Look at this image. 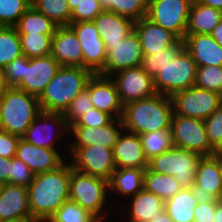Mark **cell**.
I'll use <instances>...</instances> for the list:
<instances>
[{
  "instance_id": "1",
  "label": "cell",
  "mask_w": 222,
  "mask_h": 222,
  "mask_svg": "<svg viewBox=\"0 0 222 222\" xmlns=\"http://www.w3.org/2000/svg\"><path fill=\"white\" fill-rule=\"evenodd\" d=\"M67 160L55 170L35 174L27 187L29 210L36 222H47L69 200L71 162Z\"/></svg>"
},
{
  "instance_id": "2",
  "label": "cell",
  "mask_w": 222,
  "mask_h": 222,
  "mask_svg": "<svg viewBox=\"0 0 222 222\" xmlns=\"http://www.w3.org/2000/svg\"><path fill=\"white\" fill-rule=\"evenodd\" d=\"M172 115L171 98L157 93L150 98L125 105L121 120L125 131L139 135L152 131L171 130Z\"/></svg>"
},
{
  "instance_id": "3",
  "label": "cell",
  "mask_w": 222,
  "mask_h": 222,
  "mask_svg": "<svg viewBox=\"0 0 222 222\" xmlns=\"http://www.w3.org/2000/svg\"><path fill=\"white\" fill-rule=\"evenodd\" d=\"M93 73L83 67L60 66L38 97L41 111L65 113L73 99L87 86Z\"/></svg>"
},
{
  "instance_id": "4",
  "label": "cell",
  "mask_w": 222,
  "mask_h": 222,
  "mask_svg": "<svg viewBox=\"0 0 222 222\" xmlns=\"http://www.w3.org/2000/svg\"><path fill=\"white\" fill-rule=\"evenodd\" d=\"M40 112L37 96L9 87L0 95V130L21 138Z\"/></svg>"
},
{
  "instance_id": "5",
  "label": "cell",
  "mask_w": 222,
  "mask_h": 222,
  "mask_svg": "<svg viewBox=\"0 0 222 222\" xmlns=\"http://www.w3.org/2000/svg\"><path fill=\"white\" fill-rule=\"evenodd\" d=\"M69 200L76 202L103 222L109 216L107 208L108 211L111 209L107 205L110 202L108 181L81 173L71 164Z\"/></svg>"
},
{
  "instance_id": "6",
  "label": "cell",
  "mask_w": 222,
  "mask_h": 222,
  "mask_svg": "<svg viewBox=\"0 0 222 222\" xmlns=\"http://www.w3.org/2000/svg\"><path fill=\"white\" fill-rule=\"evenodd\" d=\"M197 65L190 53L183 48L168 64L158 69L154 78L157 93L171 97L195 84Z\"/></svg>"
},
{
  "instance_id": "7",
  "label": "cell",
  "mask_w": 222,
  "mask_h": 222,
  "mask_svg": "<svg viewBox=\"0 0 222 222\" xmlns=\"http://www.w3.org/2000/svg\"><path fill=\"white\" fill-rule=\"evenodd\" d=\"M201 157L196 152L173 146L149 160L148 168L174 176L183 188H190L195 183L196 168Z\"/></svg>"
},
{
  "instance_id": "8",
  "label": "cell",
  "mask_w": 222,
  "mask_h": 222,
  "mask_svg": "<svg viewBox=\"0 0 222 222\" xmlns=\"http://www.w3.org/2000/svg\"><path fill=\"white\" fill-rule=\"evenodd\" d=\"M171 132L175 147L201 156H213L216 153L208 141L204 120L173 114Z\"/></svg>"
},
{
  "instance_id": "9",
  "label": "cell",
  "mask_w": 222,
  "mask_h": 222,
  "mask_svg": "<svg viewBox=\"0 0 222 222\" xmlns=\"http://www.w3.org/2000/svg\"><path fill=\"white\" fill-rule=\"evenodd\" d=\"M173 114L205 120L222 103V95L192 86L173 94L171 97Z\"/></svg>"
},
{
  "instance_id": "10",
  "label": "cell",
  "mask_w": 222,
  "mask_h": 222,
  "mask_svg": "<svg viewBox=\"0 0 222 222\" xmlns=\"http://www.w3.org/2000/svg\"><path fill=\"white\" fill-rule=\"evenodd\" d=\"M72 167L84 174L110 180L116 170L113 149L101 145L78 147L68 158Z\"/></svg>"
},
{
  "instance_id": "11",
  "label": "cell",
  "mask_w": 222,
  "mask_h": 222,
  "mask_svg": "<svg viewBox=\"0 0 222 222\" xmlns=\"http://www.w3.org/2000/svg\"><path fill=\"white\" fill-rule=\"evenodd\" d=\"M193 0H155L147 8V18L184 40Z\"/></svg>"
},
{
  "instance_id": "12",
  "label": "cell",
  "mask_w": 222,
  "mask_h": 222,
  "mask_svg": "<svg viewBox=\"0 0 222 222\" xmlns=\"http://www.w3.org/2000/svg\"><path fill=\"white\" fill-rule=\"evenodd\" d=\"M64 135L69 137L64 113L41 111L21 138L35 146L57 149L56 141L62 137L64 139Z\"/></svg>"
},
{
  "instance_id": "13",
  "label": "cell",
  "mask_w": 222,
  "mask_h": 222,
  "mask_svg": "<svg viewBox=\"0 0 222 222\" xmlns=\"http://www.w3.org/2000/svg\"><path fill=\"white\" fill-rule=\"evenodd\" d=\"M114 81L123 106L157 94L154 79L141 67H131L110 76Z\"/></svg>"
},
{
  "instance_id": "14",
  "label": "cell",
  "mask_w": 222,
  "mask_h": 222,
  "mask_svg": "<svg viewBox=\"0 0 222 222\" xmlns=\"http://www.w3.org/2000/svg\"><path fill=\"white\" fill-rule=\"evenodd\" d=\"M197 203L222 200V180L218 152L202 156L196 168L195 183L190 187Z\"/></svg>"
},
{
  "instance_id": "15",
  "label": "cell",
  "mask_w": 222,
  "mask_h": 222,
  "mask_svg": "<svg viewBox=\"0 0 222 222\" xmlns=\"http://www.w3.org/2000/svg\"><path fill=\"white\" fill-rule=\"evenodd\" d=\"M78 37L83 52V68L93 74H99L106 62L107 54L105 44L101 39L93 21H79L70 23Z\"/></svg>"
},
{
  "instance_id": "16",
  "label": "cell",
  "mask_w": 222,
  "mask_h": 222,
  "mask_svg": "<svg viewBox=\"0 0 222 222\" xmlns=\"http://www.w3.org/2000/svg\"><path fill=\"white\" fill-rule=\"evenodd\" d=\"M107 54L104 69L99 75L110 77L114 73L141 66L144 57L140 39L133 30L121 43L117 45H105Z\"/></svg>"
},
{
  "instance_id": "17",
  "label": "cell",
  "mask_w": 222,
  "mask_h": 222,
  "mask_svg": "<svg viewBox=\"0 0 222 222\" xmlns=\"http://www.w3.org/2000/svg\"><path fill=\"white\" fill-rule=\"evenodd\" d=\"M124 130L121 118L113 119L108 125L103 127L69 126V135L73 138L64 145L69 155L78 147L89 145H101L108 148L114 147L119 135ZM68 144V145H67Z\"/></svg>"
},
{
  "instance_id": "18",
  "label": "cell",
  "mask_w": 222,
  "mask_h": 222,
  "mask_svg": "<svg viewBox=\"0 0 222 222\" xmlns=\"http://www.w3.org/2000/svg\"><path fill=\"white\" fill-rule=\"evenodd\" d=\"M60 66L51 54L31 59L25 56V76L16 88L39 97Z\"/></svg>"
},
{
  "instance_id": "19",
  "label": "cell",
  "mask_w": 222,
  "mask_h": 222,
  "mask_svg": "<svg viewBox=\"0 0 222 222\" xmlns=\"http://www.w3.org/2000/svg\"><path fill=\"white\" fill-rule=\"evenodd\" d=\"M86 89L89 91L93 107L106 112L114 119L121 118L123 104L114 81L110 77L93 74Z\"/></svg>"
},
{
  "instance_id": "20",
  "label": "cell",
  "mask_w": 222,
  "mask_h": 222,
  "mask_svg": "<svg viewBox=\"0 0 222 222\" xmlns=\"http://www.w3.org/2000/svg\"><path fill=\"white\" fill-rule=\"evenodd\" d=\"M62 155L58 149L35 146L22 138L17 144L16 157L22 160L34 174L57 169L66 161L65 156Z\"/></svg>"
},
{
  "instance_id": "21",
  "label": "cell",
  "mask_w": 222,
  "mask_h": 222,
  "mask_svg": "<svg viewBox=\"0 0 222 222\" xmlns=\"http://www.w3.org/2000/svg\"><path fill=\"white\" fill-rule=\"evenodd\" d=\"M51 55L61 66L83 67V52L70 26H57L52 37Z\"/></svg>"
},
{
  "instance_id": "22",
  "label": "cell",
  "mask_w": 222,
  "mask_h": 222,
  "mask_svg": "<svg viewBox=\"0 0 222 222\" xmlns=\"http://www.w3.org/2000/svg\"><path fill=\"white\" fill-rule=\"evenodd\" d=\"M134 30L140 39L143 55L162 51V49L176 45L180 41L174 33L153 23L147 17L135 21Z\"/></svg>"
},
{
  "instance_id": "23",
  "label": "cell",
  "mask_w": 222,
  "mask_h": 222,
  "mask_svg": "<svg viewBox=\"0 0 222 222\" xmlns=\"http://www.w3.org/2000/svg\"><path fill=\"white\" fill-rule=\"evenodd\" d=\"M116 168H147L143 147L138 134L123 130L113 147Z\"/></svg>"
},
{
  "instance_id": "24",
  "label": "cell",
  "mask_w": 222,
  "mask_h": 222,
  "mask_svg": "<svg viewBox=\"0 0 222 222\" xmlns=\"http://www.w3.org/2000/svg\"><path fill=\"white\" fill-rule=\"evenodd\" d=\"M32 218L29 210L28 188L4 184L0 196V221Z\"/></svg>"
},
{
  "instance_id": "25",
  "label": "cell",
  "mask_w": 222,
  "mask_h": 222,
  "mask_svg": "<svg viewBox=\"0 0 222 222\" xmlns=\"http://www.w3.org/2000/svg\"><path fill=\"white\" fill-rule=\"evenodd\" d=\"M183 42L197 67L222 66V47L210 34L185 35Z\"/></svg>"
},
{
  "instance_id": "26",
  "label": "cell",
  "mask_w": 222,
  "mask_h": 222,
  "mask_svg": "<svg viewBox=\"0 0 222 222\" xmlns=\"http://www.w3.org/2000/svg\"><path fill=\"white\" fill-rule=\"evenodd\" d=\"M125 205L128 209L126 207L124 209L123 206L119 210L122 211L121 213L128 215L127 222H149L164 211L165 201L154 193L142 189L130 197Z\"/></svg>"
},
{
  "instance_id": "27",
  "label": "cell",
  "mask_w": 222,
  "mask_h": 222,
  "mask_svg": "<svg viewBox=\"0 0 222 222\" xmlns=\"http://www.w3.org/2000/svg\"><path fill=\"white\" fill-rule=\"evenodd\" d=\"M93 23L105 45L121 43L134 30V21L108 10H103Z\"/></svg>"
},
{
  "instance_id": "28",
  "label": "cell",
  "mask_w": 222,
  "mask_h": 222,
  "mask_svg": "<svg viewBox=\"0 0 222 222\" xmlns=\"http://www.w3.org/2000/svg\"><path fill=\"white\" fill-rule=\"evenodd\" d=\"M146 168H116L108 181L109 195L132 197L144 189V172Z\"/></svg>"
},
{
  "instance_id": "29",
  "label": "cell",
  "mask_w": 222,
  "mask_h": 222,
  "mask_svg": "<svg viewBox=\"0 0 222 222\" xmlns=\"http://www.w3.org/2000/svg\"><path fill=\"white\" fill-rule=\"evenodd\" d=\"M221 20V10L193 0L185 35L210 34Z\"/></svg>"
},
{
  "instance_id": "30",
  "label": "cell",
  "mask_w": 222,
  "mask_h": 222,
  "mask_svg": "<svg viewBox=\"0 0 222 222\" xmlns=\"http://www.w3.org/2000/svg\"><path fill=\"white\" fill-rule=\"evenodd\" d=\"M197 205L191 188H182L165 201L164 210L174 222H194V209Z\"/></svg>"
},
{
  "instance_id": "31",
  "label": "cell",
  "mask_w": 222,
  "mask_h": 222,
  "mask_svg": "<svg viewBox=\"0 0 222 222\" xmlns=\"http://www.w3.org/2000/svg\"><path fill=\"white\" fill-rule=\"evenodd\" d=\"M183 187L174 176L153 172L148 167L144 172V189L154 193L166 201L173 197Z\"/></svg>"
},
{
  "instance_id": "32",
  "label": "cell",
  "mask_w": 222,
  "mask_h": 222,
  "mask_svg": "<svg viewBox=\"0 0 222 222\" xmlns=\"http://www.w3.org/2000/svg\"><path fill=\"white\" fill-rule=\"evenodd\" d=\"M18 34H54L57 25L32 5L15 25Z\"/></svg>"
},
{
  "instance_id": "33",
  "label": "cell",
  "mask_w": 222,
  "mask_h": 222,
  "mask_svg": "<svg viewBox=\"0 0 222 222\" xmlns=\"http://www.w3.org/2000/svg\"><path fill=\"white\" fill-rule=\"evenodd\" d=\"M139 138L144 155L148 161L153 157L170 150L174 146L171 130L143 133L139 134Z\"/></svg>"
},
{
  "instance_id": "34",
  "label": "cell",
  "mask_w": 222,
  "mask_h": 222,
  "mask_svg": "<svg viewBox=\"0 0 222 222\" xmlns=\"http://www.w3.org/2000/svg\"><path fill=\"white\" fill-rule=\"evenodd\" d=\"M31 5L57 26H69L72 12L68 0H31Z\"/></svg>"
},
{
  "instance_id": "35",
  "label": "cell",
  "mask_w": 222,
  "mask_h": 222,
  "mask_svg": "<svg viewBox=\"0 0 222 222\" xmlns=\"http://www.w3.org/2000/svg\"><path fill=\"white\" fill-rule=\"evenodd\" d=\"M21 55L20 37L15 26H0V66L5 67Z\"/></svg>"
},
{
  "instance_id": "36",
  "label": "cell",
  "mask_w": 222,
  "mask_h": 222,
  "mask_svg": "<svg viewBox=\"0 0 222 222\" xmlns=\"http://www.w3.org/2000/svg\"><path fill=\"white\" fill-rule=\"evenodd\" d=\"M54 34H19L22 53L28 58L44 57L51 54Z\"/></svg>"
},
{
  "instance_id": "37",
  "label": "cell",
  "mask_w": 222,
  "mask_h": 222,
  "mask_svg": "<svg viewBox=\"0 0 222 222\" xmlns=\"http://www.w3.org/2000/svg\"><path fill=\"white\" fill-rule=\"evenodd\" d=\"M184 48V42L180 40L176 45L169 46L162 51L151 52V55H144L141 67L154 79L158 69L174 60L176 55Z\"/></svg>"
},
{
  "instance_id": "38",
  "label": "cell",
  "mask_w": 222,
  "mask_h": 222,
  "mask_svg": "<svg viewBox=\"0 0 222 222\" xmlns=\"http://www.w3.org/2000/svg\"><path fill=\"white\" fill-rule=\"evenodd\" d=\"M103 10L138 21L147 16V7L141 0H99Z\"/></svg>"
},
{
  "instance_id": "39",
  "label": "cell",
  "mask_w": 222,
  "mask_h": 222,
  "mask_svg": "<svg viewBox=\"0 0 222 222\" xmlns=\"http://www.w3.org/2000/svg\"><path fill=\"white\" fill-rule=\"evenodd\" d=\"M47 222H101L76 202L65 201Z\"/></svg>"
},
{
  "instance_id": "40",
  "label": "cell",
  "mask_w": 222,
  "mask_h": 222,
  "mask_svg": "<svg viewBox=\"0 0 222 222\" xmlns=\"http://www.w3.org/2000/svg\"><path fill=\"white\" fill-rule=\"evenodd\" d=\"M194 86L222 95V66L197 67Z\"/></svg>"
},
{
  "instance_id": "41",
  "label": "cell",
  "mask_w": 222,
  "mask_h": 222,
  "mask_svg": "<svg viewBox=\"0 0 222 222\" xmlns=\"http://www.w3.org/2000/svg\"><path fill=\"white\" fill-rule=\"evenodd\" d=\"M31 7V0H0V26H15Z\"/></svg>"
},
{
  "instance_id": "42",
  "label": "cell",
  "mask_w": 222,
  "mask_h": 222,
  "mask_svg": "<svg viewBox=\"0 0 222 222\" xmlns=\"http://www.w3.org/2000/svg\"><path fill=\"white\" fill-rule=\"evenodd\" d=\"M210 146L216 152H222V104L204 120Z\"/></svg>"
},
{
  "instance_id": "43",
  "label": "cell",
  "mask_w": 222,
  "mask_h": 222,
  "mask_svg": "<svg viewBox=\"0 0 222 222\" xmlns=\"http://www.w3.org/2000/svg\"><path fill=\"white\" fill-rule=\"evenodd\" d=\"M93 108L91 96L89 91L85 88L80 94H78L71 102L69 108L65 111V121L69 126L75 124L84 113Z\"/></svg>"
},
{
  "instance_id": "44",
  "label": "cell",
  "mask_w": 222,
  "mask_h": 222,
  "mask_svg": "<svg viewBox=\"0 0 222 222\" xmlns=\"http://www.w3.org/2000/svg\"><path fill=\"white\" fill-rule=\"evenodd\" d=\"M34 173L17 157L10 159L9 184L28 187L33 181Z\"/></svg>"
},
{
  "instance_id": "45",
  "label": "cell",
  "mask_w": 222,
  "mask_h": 222,
  "mask_svg": "<svg viewBox=\"0 0 222 222\" xmlns=\"http://www.w3.org/2000/svg\"><path fill=\"white\" fill-rule=\"evenodd\" d=\"M102 11L99 0H82L72 11L70 23L93 21Z\"/></svg>"
},
{
  "instance_id": "46",
  "label": "cell",
  "mask_w": 222,
  "mask_h": 222,
  "mask_svg": "<svg viewBox=\"0 0 222 222\" xmlns=\"http://www.w3.org/2000/svg\"><path fill=\"white\" fill-rule=\"evenodd\" d=\"M114 118L106 112L100 111L96 108L89 109L83 116L71 126H84V127H103L108 125Z\"/></svg>"
},
{
  "instance_id": "47",
  "label": "cell",
  "mask_w": 222,
  "mask_h": 222,
  "mask_svg": "<svg viewBox=\"0 0 222 222\" xmlns=\"http://www.w3.org/2000/svg\"><path fill=\"white\" fill-rule=\"evenodd\" d=\"M5 78L10 87H16L24 78L25 55L15 58L4 67Z\"/></svg>"
},
{
  "instance_id": "48",
  "label": "cell",
  "mask_w": 222,
  "mask_h": 222,
  "mask_svg": "<svg viewBox=\"0 0 222 222\" xmlns=\"http://www.w3.org/2000/svg\"><path fill=\"white\" fill-rule=\"evenodd\" d=\"M20 137L0 130V157L11 159L16 157L17 144Z\"/></svg>"
},
{
  "instance_id": "49",
  "label": "cell",
  "mask_w": 222,
  "mask_h": 222,
  "mask_svg": "<svg viewBox=\"0 0 222 222\" xmlns=\"http://www.w3.org/2000/svg\"><path fill=\"white\" fill-rule=\"evenodd\" d=\"M221 200L213 199L209 202H203L194 209V222H212L217 204Z\"/></svg>"
},
{
  "instance_id": "50",
  "label": "cell",
  "mask_w": 222,
  "mask_h": 222,
  "mask_svg": "<svg viewBox=\"0 0 222 222\" xmlns=\"http://www.w3.org/2000/svg\"><path fill=\"white\" fill-rule=\"evenodd\" d=\"M10 159L0 157V182L9 184Z\"/></svg>"
},
{
  "instance_id": "51",
  "label": "cell",
  "mask_w": 222,
  "mask_h": 222,
  "mask_svg": "<svg viewBox=\"0 0 222 222\" xmlns=\"http://www.w3.org/2000/svg\"><path fill=\"white\" fill-rule=\"evenodd\" d=\"M210 35L222 47V20L214 27Z\"/></svg>"
},
{
  "instance_id": "52",
  "label": "cell",
  "mask_w": 222,
  "mask_h": 222,
  "mask_svg": "<svg viewBox=\"0 0 222 222\" xmlns=\"http://www.w3.org/2000/svg\"><path fill=\"white\" fill-rule=\"evenodd\" d=\"M6 78L4 67L0 66V95L9 88Z\"/></svg>"
},
{
  "instance_id": "53",
  "label": "cell",
  "mask_w": 222,
  "mask_h": 222,
  "mask_svg": "<svg viewBox=\"0 0 222 222\" xmlns=\"http://www.w3.org/2000/svg\"><path fill=\"white\" fill-rule=\"evenodd\" d=\"M197 2L211 6L222 11V0H196Z\"/></svg>"
},
{
  "instance_id": "54",
  "label": "cell",
  "mask_w": 222,
  "mask_h": 222,
  "mask_svg": "<svg viewBox=\"0 0 222 222\" xmlns=\"http://www.w3.org/2000/svg\"><path fill=\"white\" fill-rule=\"evenodd\" d=\"M149 222H174V221L164 210L159 216L154 217L153 220H150Z\"/></svg>"
},
{
  "instance_id": "55",
  "label": "cell",
  "mask_w": 222,
  "mask_h": 222,
  "mask_svg": "<svg viewBox=\"0 0 222 222\" xmlns=\"http://www.w3.org/2000/svg\"><path fill=\"white\" fill-rule=\"evenodd\" d=\"M212 222H222V200L217 204Z\"/></svg>"
},
{
  "instance_id": "56",
  "label": "cell",
  "mask_w": 222,
  "mask_h": 222,
  "mask_svg": "<svg viewBox=\"0 0 222 222\" xmlns=\"http://www.w3.org/2000/svg\"><path fill=\"white\" fill-rule=\"evenodd\" d=\"M81 1L82 0H68V5H69V8H70L71 12L78 6V4Z\"/></svg>"
},
{
  "instance_id": "57",
  "label": "cell",
  "mask_w": 222,
  "mask_h": 222,
  "mask_svg": "<svg viewBox=\"0 0 222 222\" xmlns=\"http://www.w3.org/2000/svg\"><path fill=\"white\" fill-rule=\"evenodd\" d=\"M0 222H3V221H0ZM6 222H36V221L33 218H24V219H20V220L6 221Z\"/></svg>"
},
{
  "instance_id": "58",
  "label": "cell",
  "mask_w": 222,
  "mask_h": 222,
  "mask_svg": "<svg viewBox=\"0 0 222 222\" xmlns=\"http://www.w3.org/2000/svg\"><path fill=\"white\" fill-rule=\"evenodd\" d=\"M218 162H219L220 174H221V180H222V152H218Z\"/></svg>"
},
{
  "instance_id": "59",
  "label": "cell",
  "mask_w": 222,
  "mask_h": 222,
  "mask_svg": "<svg viewBox=\"0 0 222 222\" xmlns=\"http://www.w3.org/2000/svg\"><path fill=\"white\" fill-rule=\"evenodd\" d=\"M141 1L148 8L155 0H141Z\"/></svg>"
},
{
  "instance_id": "60",
  "label": "cell",
  "mask_w": 222,
  "mask_h": 222,
  "mask_svg": "<svg viewBox=\"0 0 222 222\" xmlns=\"http://www.w3.org/2000/svg\"><path fill=\"white\" fill-rule=\"evenodd\" d=\"M3 186H4V184L0 182V196H1V193H2Z\"/></svg>"
}]
</instances>
